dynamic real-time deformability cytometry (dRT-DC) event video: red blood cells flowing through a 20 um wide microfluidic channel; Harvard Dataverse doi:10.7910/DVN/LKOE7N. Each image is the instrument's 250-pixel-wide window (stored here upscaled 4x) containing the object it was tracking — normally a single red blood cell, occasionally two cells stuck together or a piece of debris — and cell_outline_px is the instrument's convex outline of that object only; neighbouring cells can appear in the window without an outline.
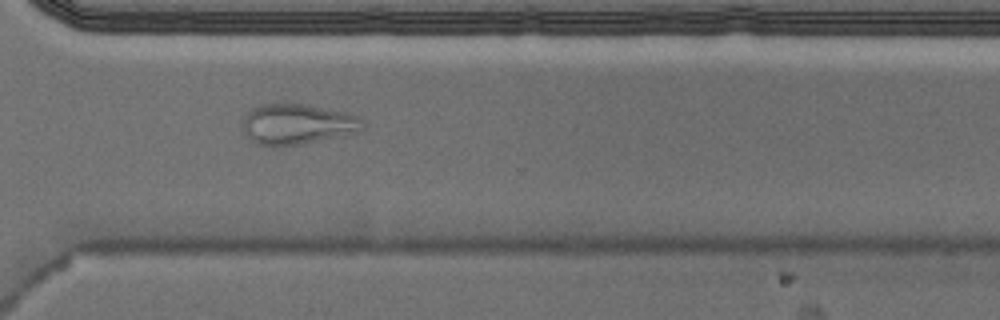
{"species": "Egyptian fruit bat (a non-hibernating species)", "species_latin": "Rousettus aegyptiacus", "temperature_condition": "cold", "stored_images_in_passage": 50, "camera_frame_rate_fps": 3000, "um_per_image_px": 0.085, "animal": {"sex": "male"}, "frame": {"image": 1, "passage_image": 36, "time_ms": 11.667, "image_size_px": [1000, 320], "cell_outline_px": [[364, 128], [356, 132], [344, 136], [280, 148], [256, 144], [248, 140], [244, 136], [244, 116], [252, 108], [260, 104], [304, 104], [348, 112], [356, 116], [360, 120]], "centroid_in_image_um": [25.23, 10.58], "position_along_channel_um": 345.4, "area_um2": 28.73}}
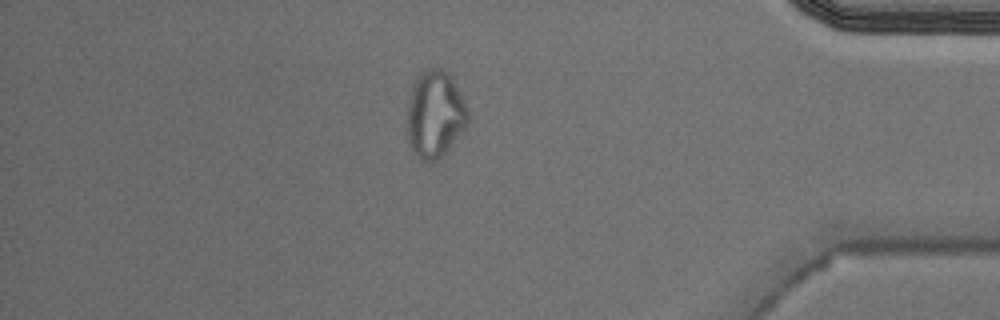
{"frame": {"image": 2, "passage_image": 43, "time_ms": 14.0, "image_size_px": [1000, 320], "cell_outline_px": [[468, 124], [452, 144], [436, 160], [420, 160], [412, 152], [408, 140], [408, 104], [412, 88], [416, 80], [428, 68], [440, 68], [448, 72], [464, 100], [468, 108]], "centroid_in_image_um": [36.98, 9.72], "position_along_channel_um": 398.2, "area_um2": 30.29}, "authors_computed_cell_mechanics": {"area_um2": 24.0448, "velocity_mm_per_s": 3.6908, "shape_relaxation_time_tau1_ms": null, "shape_relaxation_time_tau2_ms": 2.4292, "deformation_change_tau1": null, "deformation_change_tau2": 0.0846}}